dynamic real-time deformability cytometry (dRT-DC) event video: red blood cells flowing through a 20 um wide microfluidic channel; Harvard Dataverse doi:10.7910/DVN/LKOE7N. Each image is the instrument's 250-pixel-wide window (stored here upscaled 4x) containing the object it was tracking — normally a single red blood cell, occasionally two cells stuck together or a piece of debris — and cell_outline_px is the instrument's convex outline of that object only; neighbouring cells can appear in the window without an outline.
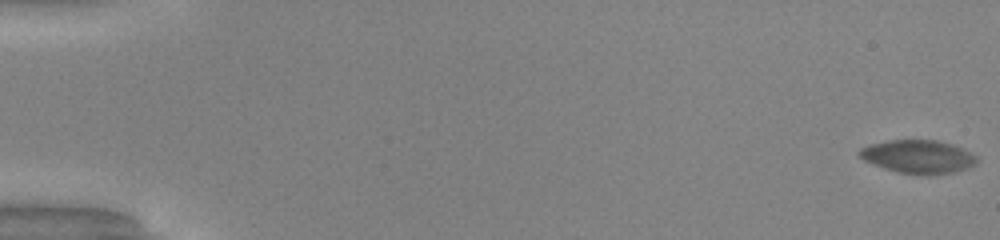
{"species": "common noctule bat (a hibernating species)", "species_latin": "Nyctalus noctula", "temperature_condition": "warm", "stored_images_in_passage": 55, "camera_frame_rate_fps": 3000, "um_per_image_px": 0.085, "animal": {"sex": "male", "body_mass_g": 20.0, "forearm_length_mm": 53.3}, "frame": {"image": 1, "passage_image": 1, "time_ms": 0.0, "image_size_px": [1000, 240], "cell_outline_px": [[980, 160], [976, 164], [968, 168], [956, 172], [932, 176], [924, 176], [896, 172], [872, 164], [864, 160], [856, 152], [860, 148], [872, 144], [888, 140], [936, 140], [952, 144], [976, 156]], "centroid_in_image_um": [78.05, 13.34], "position_along_channel_um": 6.9, "area_um2": 23.12}}
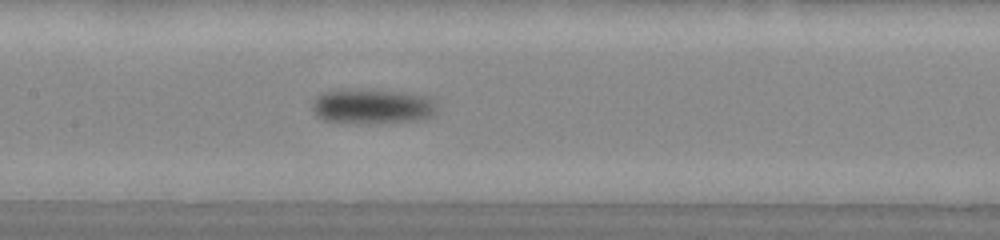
{"frame": {"image": 2, "passage_image": 28, "time_ms": 9.0, "image_size_px": [1000, 240], "cell_outline_px": [[436, 112], [432, 116], [416, 120], [368, 124], [364, 124], [324, 120], [312, 108], [312, 100], [320, 92], [336, 88], [344, 88], [404, 92], [432, 96], [436, 108]], "centroid_in_image_um": [31.63, 9.01], "position_along_channel_um": 175.8, "area_um2": 25.95}}
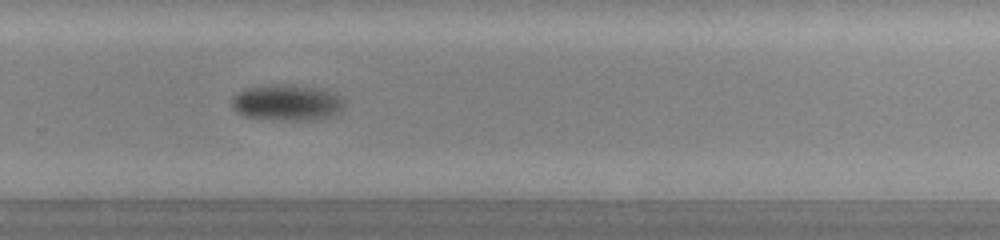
{"frame": {"image": 3, "passage_image": 38, "time_ms": 12.333, "image_size_px": [1000, 240], "cell_outline_px": [[344, 108], [340, 112], [332, 116], [308, 120], [272, 120], [244, 116], [236, 112], [232, 108], [232, 96], [244, 88], [272, 84], [288, 84], [324, 88], [332, 92], [344, 100]], "centroid_in_image_um": [24.38, 8.71], "position_along_channel_um": 305.4, "area_um2": 24.1}, "authors_computed_cell_mechanics": {"area_um2": 23.698, "velocity_mm_per_s": 3.9009, "shape_relaxation_time_tau1_ms": 2.7724, "shape_relaxation_time_tau2_ms": null, "deformation_change_tau1": 0.1213, "deformation_change_tau2": null}}